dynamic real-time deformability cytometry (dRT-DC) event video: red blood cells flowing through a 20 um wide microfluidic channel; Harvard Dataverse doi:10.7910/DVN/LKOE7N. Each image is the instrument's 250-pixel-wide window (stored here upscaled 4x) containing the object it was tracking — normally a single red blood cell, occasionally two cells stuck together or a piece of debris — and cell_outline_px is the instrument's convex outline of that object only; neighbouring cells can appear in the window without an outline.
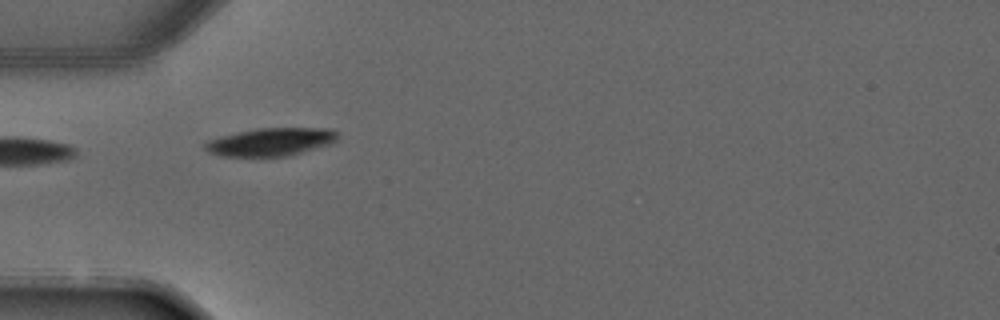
{"species": "common noctule bat (a hibernating species)", "species_latin": "Nyctalus noctula", "temperature_condition": "warm", "stored_images_in_passage": 2, "camera_frame_rate_fps": 3000, "um_per_image_px": 0.085, "animal": {"sex": "male", "forearm_length_mm": 52.5}, "frame": {"image": 1, "passage_image": 2, "time_ms": 2.0, "image_size_px": [1000, 320], "cell_outline_px": [[340, 136], [336, 140], [328, 144], [288, 156], [220, 156], [208, 152], [204, 148], [204, 144], [208, 140], [220, 136], [260, 128], [328, 128], [336, 132]], "centroid_in_image_um": [22.99, 12.06], "position_along_channel_um": 62.0, "area_um2": 21.39}}